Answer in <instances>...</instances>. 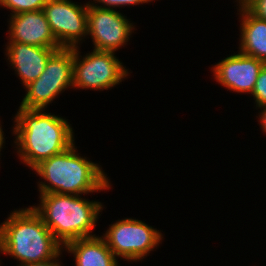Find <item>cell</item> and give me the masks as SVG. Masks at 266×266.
Returning <instances> with one entry per match:
<instances>
[{
    "mask_svg": "<svg viewBox=\"0 0 266 266\" xmlns=\"http://www.w3.org/2000/svg\"><path fill=\"white\" fill-rule=\"evenodd\" d=\"M1 125V124H0ZM3 130H2V125L0 126V144H3L5 142L4 139V134H3Z\"/></svg>",
    "mask_w": 266,
    "mask_h": 266,
    "instance_id": "21",
    "label": "cell"
},
{
    "mask_svg": "<svg viewBox=\"0 0 266 266\" xmlns=\"http://www.w3.org/2000/svg\"><path fill=\"white\" fill-rule=\"evenodd\" d=\"M2 146H3V144H0V152H1V149L3 148Z\"/></svg>",
    "mask_w": 266,
    "mask_h": 266,
    "instance_id": "23",
    "label": "cell"
},
{
    "mask_svg": "<svg viewBox=\"0 0 266 266\" xmlns=\"http://www.w3.org/2000/svg\"><path fill=\"white\" fill-rule=\"evenodd\" d=\"M78 49L73 48V88L106 90L128 76L114 52L93 50L82 57Z\"/></svg>",
    "mask_w": 266,
    "mask_h": 266,
    "instance_id": "6",
    "label": "cell"
},
{
    "mask_svg": "<svg viewBox=\"0 0 266 266\" xmlns=\"http://www.w3.org/2000/svg\"><path fill=\"white\" fill-rule=\"evenodd\" d=\"M239 4H243L246 0H236Z\"/></svg>",
    "mask_w": 266,
    "mask_h": 266,
    "instance_id": "22",
    "label": "cell"
},
{
    "mask_svg": "<svg viewBox=\"0 0 266 266\" xmlns=\"http://www.w3.org/2000/svg\"><path fill=\"white\" fill-rule=\"evenodd\" d=\"M73 88V48H59L50 57L41 75L24 89L20 107L43 109L66 88Z\"/></svg>",
    "mask_w": 266,
    "mask_h": 266,
    "instance_id": "5",
    "label": "cell"
},
{
    "mask_svg": "<svg viewBox=\"0 0 266 266\" xmlns=\"http://www.w3.org/2000/svg\"><path fill=\"white\" fill-rule=\"evenodd\" d=\"M63 248L73 254L75 266H120L101 236L73 240Z\"/></svg>",
    "mask_w": 266,
    "mask_h": 266,
    "instance_id": "13",
    "label": "cell"
},
{
    "mask_svg": "<svg viewBox=\"0 0 266 266\" xmlns=\"http://www.w3.org/2000/svg\"><path fill=\"white\" fill-rule=\"evenodd\" d=\"M40 199L39 206L32 208L62 246L73 240L96 236L91 233L99 212L103 210L101 202L59 193L40 194Z\"/></svg>",
    "mask_w": 266,
    "mask_h": 266,
    "instance_id": "4",
    "label": "cell"
},
{
    "mask_svg": "<svg viewBox=\"0 0 266 266\" xmlns=\"http://www.w3.org/2000/svg\"><path fill=\"white\" fill-rule=\"evenodd\" d=\"M241 14L239 52L266 63V20L252 14L243 4H239Z\"/></svg>",
    "mask_w": 266,
    "mask_h": 266,
    "instance_id": "14",
    "label": "cell"
},
{
    "mask_svg": "<svg viewBox=\"0 0 266 266\" xmlns=\"http://www.w3.org/2000/svg\"><path fill=\"white\" fill-rule=\"evenodd\" d=\"M48 0H1V5L10 9L11 15H16L23 12L43 10V7Z\"/></svg>",
    "mask_w": 266,
    "mask_h": 266,
    "instance_id": "15",
    "label": "cell"
},
{
    "mask_svg": "<svg viewBox=\"0 0 266 266\" xmlns=\"http://www.w3.org/2000/svg\"><path fill=\"white\" fill-rule=\"evenodd\" d=\"M2 254L21 261L40 262L54 257L63 246L55 239L40 215L32 208L10 213L0 225Z\"/></svg>",
    "mask_w": 266,
    "mask_h": 266,
    "instance_id": "3",
    "label": "cell"
},
{
    "mask_svg": "<svg viewBox=\"0 0 266 266\" xmlns=\"http://www.w3.org/2000/svg\"><path fill=\"white\" fill-rule=\"evenodd\" d=\"M243 5L258 18L266 20V0H246Z\"/></svg>",
    "mask_w": 266,
    "mask_h": 266,
    "instance_id": "18",
    "label": "cell"
},
{
    "mask_svg": "<svg viewBox=\"0 0 266 266\" xmlns=\"http://www.w3.org/2000/svg\"><path fill=\"white\" fill-rule=\"evenodd\" d=\"M125 17L115 9L88 4L87 35L92 39L94 50L115 52L127 44L135 28Z\"/></svg>",
    "mask_w": 266,
    "mask_h": 266,
    "instance_id": "9",
    "label": "cell"
},
{
    "mask_svg": "<svg viewBox=\"0 0 266 266\" xmlns=\"http://www.w3.org/2000/svg\"><path fill=\"white\" fill-rule=\"evenodd\" d=\"M62 249L52 258L40 261V262H33V263H27V264H19L18 266H61V263L58 262L60 255L62 254Z\"/></svg>",
    "mask_w": 266,
    "mask_h": 266,
    "instance_id": "19",
    "label": "cell"
},
{
    "mask_svg": "<svg viewBox=\"0 0 266 266\" xmlns=\"http://www.w3.org/2000/svg\"><path fill=\"white\" fill-rule=\"evenodd\" d=\"M265 64L261 60L238 52L214 65L212 71L218 84L228 90L252 94L259 73Z\"/></svg>",
    "mask_w": 266,
    "mask_h": 266,
    "instance_id": "10",
    "label": "cell"
},
{
    "mask_svg": "<svg viewBox=\"0 0 266 266\" xmlns=\"http://www.w3.org/2000/svg\"><path fill=\"white\" fill-rule=\"evenodd\" d=\"M93 1H95V2L94 3L88 2V4L96 6V7L113 9L114 7L115 8L116 7H122L123 5L124 6H126V5H130V6L133 5L134 6V5L144 4V3H148V2L153 1V0H93ZM96 1H97V3L101 4L102 6L95 4Z\"/></svg>",
    "mask_w": 266,
    "mask_h": 266,
    "instance_id": "17",
    "label": "cell"
},
{
    "mask_svg": "<svg viewBox=\"0 0 266 266\" xmlns=\"http://www.w3.org/2000/svg\"><path fill=\"white\" fill-rule=\"evenodd\" d=\"M9 41L46 48H61L53 35L43 10L11 15Z\"/></svg>",
    "mask_w": 266,
    "mask_h": 266,
    "instance_id": "11",
    "label": "cell"
},
{
    "mask_svg": "<svg viewBox=\"0 0 266 266\" xmlns=\"http://www.w3.org/2000/svg\"><path fill=\"white\" fill-rule=\"evenodd\" d=\"M162 233L141 220H118L101 236L115 257L127 261L142 260L162 241Z\"/></svg>",
    "mask_w": 266,
    "mask_h": 266,
    "instance_id": "7",
    "label": "cell"
},
{
    "mask_svg": "<svg viewBox=\"0 0 266 266\" xmlns=\"http://www.w3.org/2000/svg\"><path fill=\"white\" fill-rule=\"evenodd\" d=\"M0 253H2V247H1V243H0Z\"/></svg>",
    "mask_w": 266,
    "mask_h": 266,
    "instance_id": "24",
    "label": "cell"
},
{
    "mask_svg": "<svg viewBox=\"0 0 266 266\" xmlns=\"http://www.w3.org/2000/svg\"><path fill=\"white\" fill-rule=\"evenodd\" d=\"M59 48L33 46L20 42H8L6 57L17 72L23 86L36 80L45 70L49 57Z\"/></svg>",
    "mask_w": 266,
    "mask_h": 266,
    "instance_id": "12",
    "label": "cell"
},
{
    "mask_svg": "<svg viewBox=\"0 0 266 266\" xmlns=\"http://www.w3.org/2000/svg\"><path fill=\"white\" fill-rule=\"evenodd\" d=\"M43 12L60 47H78L87 36L88 3L79 5L71 0H48Z\"/></svg>",
    "mask_w": 266,
    "mask_h": 266,
    "instance_id": "8",
    "label": "cell"
},
{
    "mask_svg": "<svg viewBox=\"0 0 266 266\" xmlns=\"http://www.w3.org/2000/svg\"><path fill=\"white\" fill-rule=\"evenodd\" d=\"M76 150L73 144L33 169L44 179V182L38 184L40 194L87 195L110 188V181L102 168L86 157L79 156Z\"/></svg>",
    "mask_w": 266,
    "mask_h": 266,
    "instance_id": "2",
    "label": "cell"
},
{
    "mask_svg": "<svg viewBox=\"0 0 266 266\" xmlns=\"http://www.w3.org/2000/svg\"><path fill=\"white\" fill-rule=\"evenodd\" d=\"M263 110H261V112L259 113V121L262 127V131L266 133V105L259 107Z\"/></svg>",
    "mask_w": 266,
    "mask_h": 266,
    "instance_id": "20",
    "label": "cell"
},
{
    "mask_svg": "<svg viewBox=\"0 0 266 266\" xmlns=\"http://www.w3.org/2000/svg\"><path fill=\"white\" fill-rule=\"evenodd\" d=\"M44 111L19 107L15 115L13 134L16 135L17 154L32 170L75 143L69 122Z\"/></svg>",
    "mask_w": 266,
    "mask_h": 266,
    "instance_id": "1",
    "label": "cell"
},
{
    "mask_svg": "<svg viewBox=\"0 0 266 266\" xmlns=\"http://www.w3.org/2000/svg\"><path fill=\"white\" fill-rule=\"evenodd\" d=\"M252 95L255 99L256 107L259 108L266 105V64L259 73Z\"/></svg>",
    "mask_w": 266,
    "mask_h": 266,
    "instance_id": "16",
    "label": "cell"
}]
</instances>
